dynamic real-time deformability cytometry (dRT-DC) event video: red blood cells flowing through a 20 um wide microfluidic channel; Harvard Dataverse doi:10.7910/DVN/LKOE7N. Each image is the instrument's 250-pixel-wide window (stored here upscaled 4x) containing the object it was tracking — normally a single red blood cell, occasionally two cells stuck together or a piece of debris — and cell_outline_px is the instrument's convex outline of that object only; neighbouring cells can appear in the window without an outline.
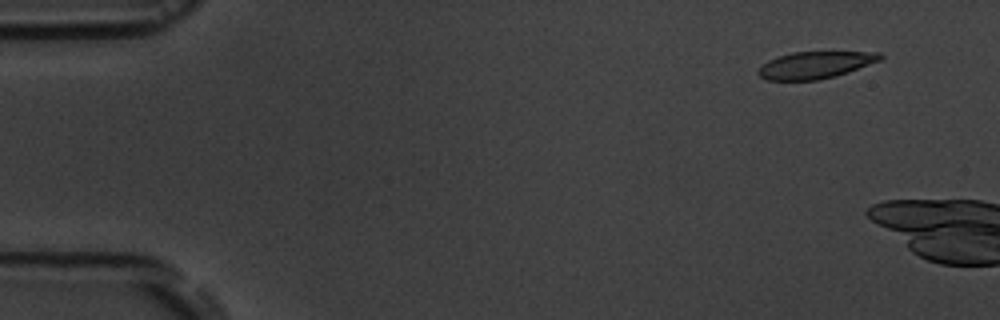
{"species": "common noctule bat (a hibernating species)", "species_latin": "Nyctalus noctula", "temperature_condition": "room temperature", "stored_images_in_passage": 5, "camera_frame_rate_fps": 3000, "um_per_image_px": 0.085, "animal": {"sex": "male", "body_mass_g": 19.5, "forearm_length_mm": 54.6}, "frame": {"image": 1, "passage_image": 2, "time_ms": 1.0, "image_size_px": [1000, 320], "cell_outline_px": [[884, 56], [880, 60], [848, 72], [836, 76], [816, 80], [768, 80], [760, 76], [756, 72], [768, 60], [792, 52], [880, 52]], "centroid_in_image_um": [69.31, 5.52], "position_along_channel_um": 15.7, "area_um2": 18.96}}